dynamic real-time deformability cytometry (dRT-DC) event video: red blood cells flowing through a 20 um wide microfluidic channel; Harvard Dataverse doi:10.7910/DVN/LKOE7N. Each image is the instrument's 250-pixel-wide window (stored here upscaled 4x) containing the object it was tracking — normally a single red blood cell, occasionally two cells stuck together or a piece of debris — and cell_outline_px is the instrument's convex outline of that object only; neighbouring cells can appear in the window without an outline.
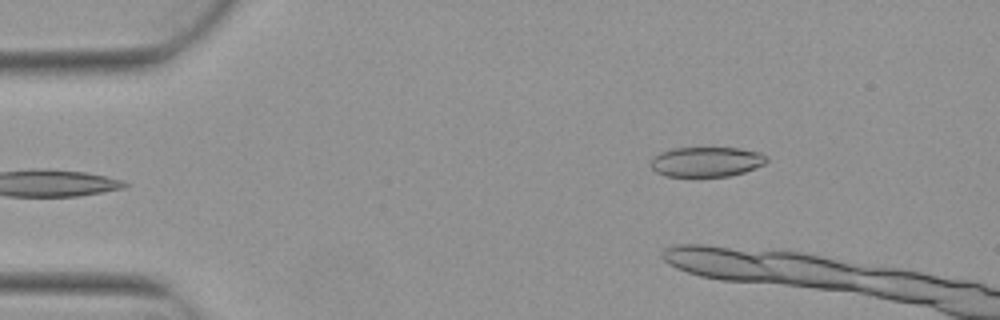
{"species": "Egyptian fruit bat (a non-hibernating species)", "species_latin": "Rousettus aegyptiacus", "temperature_condition": "warm", "stored_images_in_passage": 3, "camera_frame_rate_fps": 3000, "um_per_image_px": 0.085, "animal": {"sex": "female"}, "frame": {"image": 1, "passage_image": 3, "time_ms": 0.667, "image_size_px": [1000, 320], "cell_outline_px": [[768, 160], [764, 164], [744, 172], [728, 176], [664, 176], [656, 172], [648, 164], [660, 152], [672, 148], [740, 148], [760, 152]], "centroid_in_image_um": [60.02, 13.75], "position_along_channel_um": 25.0, "area_um2": 20.11}}